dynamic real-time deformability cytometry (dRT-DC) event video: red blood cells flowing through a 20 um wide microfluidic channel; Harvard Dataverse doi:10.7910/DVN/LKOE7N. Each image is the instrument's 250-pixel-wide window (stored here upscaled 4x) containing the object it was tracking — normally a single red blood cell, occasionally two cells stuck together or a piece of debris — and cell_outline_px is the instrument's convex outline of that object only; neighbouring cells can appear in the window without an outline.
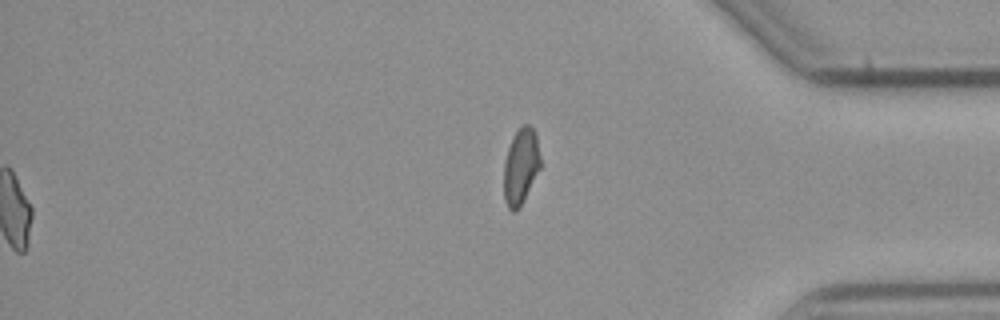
{"species": "common noctule bat (a hibernating species)", "species_latin": "Nyctalus noctula", "temperature_condition": "cold", "stored_images_in_passage": 45, "segment_of_instrument_passage": [2, 2], "camera_frame_rate_fps": 3000, "um_per_image_px": 0.085, "animal": {"sex": "male", "body_mass_g": 23.1, "forearm_length_mm": 52.7}, "frame": {"image": 1, "passage_image": 45, "time_ms": 14.667, "image_size_px": [1000, 320], "cell_outline_px": [[540, 168], [520, 208], [516, 212], [512, 212], [508, 208], [504, 200], [504, 160], [512, 136], [524, 124], [528, 124], [536, 132], [540, 156]], "centroid_in_image_um": [44.26, 14.16], "position_along_channel_um": 390.9, "area_um2": 16.36}}